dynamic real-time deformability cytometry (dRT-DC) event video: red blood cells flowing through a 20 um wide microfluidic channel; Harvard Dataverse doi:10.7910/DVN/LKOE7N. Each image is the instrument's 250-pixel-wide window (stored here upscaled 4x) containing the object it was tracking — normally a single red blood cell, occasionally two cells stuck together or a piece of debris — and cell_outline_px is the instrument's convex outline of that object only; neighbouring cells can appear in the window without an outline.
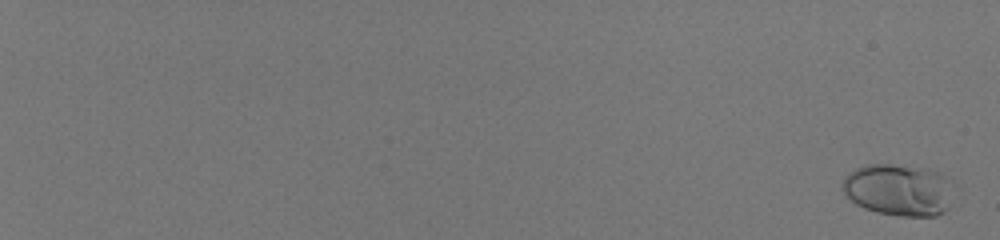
{"species": "human", "species_latin": "Homo sapiens", "temperature_condition": "room temperature", "stored_images_in_passage": 59, "camera_frame_rate_fps": 3000, "um_per_image_px": 0.085, "donor": {"sex": "male"}, "frame": {"image": 1, "passage_image": 2, "time_ms": 0.333, "image_size_px": [1000, 240], "cell_outline_px": [[960, 188], [948, 208], [944, 212], [936, 216], [900, 216], [876, 212], [864, 208], [856, 204], [840, 188], [840, 184], [844, 176], [848, 172], [856, 168], [868, 164], [892, 164], [928, 168], [940, 172], [956, 184]], "centroid_in_image_um": [76.48, 16.13], "position_along_channel_um": 8.5, "area_um2": 34.91}}
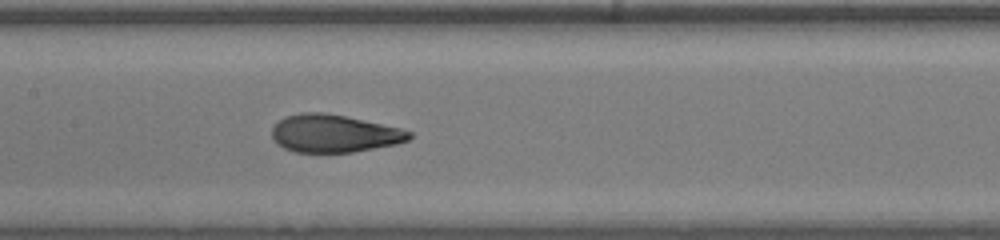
{"frame": {"image": 2, "passage_image": 37, "time_ms": 12.0, "image_size_px": [1000, 240], "cell_outline_px": [[412, 136], [408, 140], [396, 144], [352, 152], [296, 152], [284, 148], [276, 144], [272, 136], [272, 128], [284, 116], [300, 112], [324, 112], [344, 116], [400, 128], [412, 132]], "centroid_in_image_um": [28.36, 11.34], "position_along_channel_um": 179.0, "area_um2": 30.06}}
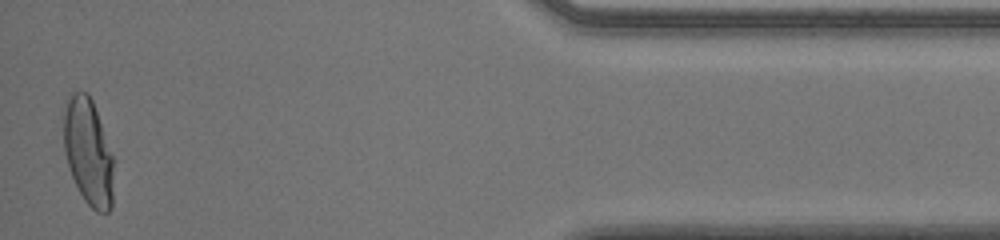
{"frame": {"image": 3, "passage_image": 59, "time_ms": 19.333, "image_size_px": [1000, 240], "cell_outline_px": [[112, 208], [108, 212], [96, 212], [84, 200], [68, 168], [64, 152], [64, 112], [68, 92], [88, 92], [92, 100], [112, 156]], "centroid_in_image_um": [7.47, 12.9], "position_along_channel_um": 427.7, "area_um2": 30.69}, "authors_computed_cell_mechanics": {"area_um2": 30.634, "velocity_mm_per_s": 4.0409, "shape_relaxation_time_tau1_ms": 4.2979, "shape_relaxation_time_tau2_ms": null, "deformation_change_tau1": 0.2082, "deformation_change_tau2": null}}